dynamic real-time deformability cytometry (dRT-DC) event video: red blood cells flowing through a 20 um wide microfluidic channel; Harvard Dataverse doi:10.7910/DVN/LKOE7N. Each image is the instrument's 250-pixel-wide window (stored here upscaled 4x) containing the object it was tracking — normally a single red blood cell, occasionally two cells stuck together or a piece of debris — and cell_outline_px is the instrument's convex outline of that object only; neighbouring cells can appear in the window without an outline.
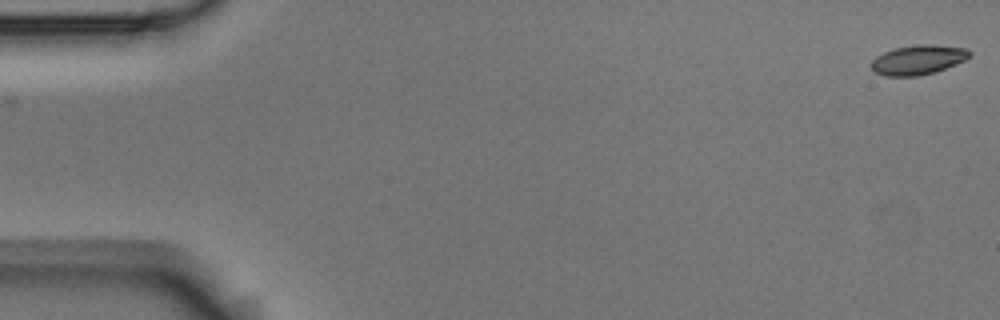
{"species": "Egyptian fruit bat (a non-hibernating species)", "species_latin": "Rousettus aegyptiacus", "temperature_condition": "room temperature", "stored_images_in_passage": 5, "camera_frame_rate_fps": 3000, "um_per_image_px": 0.085, "animal": {"sex": "male"}, "frame": {"image": 1, "passage_image": 1, "time_ms": 0.0, "image_size_px": [1000, 320], "cell_outline_px": [[972, 52], [964, 60], [956, 64], [936, 72], [920, 76], [884, 76], [876, 72], [872, 68], [872, 60], [876, 56], [884, 52], [896, 48], [920, 44], [932, 44], [964, 48]], "centroid_in_image_um": [78.04, 5.09], "position_along_channel_um": 7.0, "area_um2": 16.82}}